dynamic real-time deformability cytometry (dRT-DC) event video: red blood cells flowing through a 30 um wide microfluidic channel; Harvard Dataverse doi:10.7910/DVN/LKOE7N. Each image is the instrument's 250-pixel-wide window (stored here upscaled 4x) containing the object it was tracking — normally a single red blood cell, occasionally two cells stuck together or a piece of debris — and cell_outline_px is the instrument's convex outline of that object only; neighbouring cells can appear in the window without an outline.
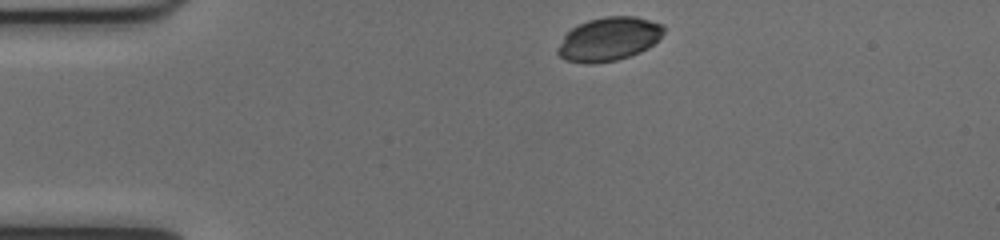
{"species": "common noctule bat (a hibernating species)", "species_latin": "Nyctalus noctula", "temperature_condition": "cold", "stored_images_in_passage": 42, "camera_frame_rate_fps": 3000, "um_per_image_px": 0.085, "animal": {"sex": "female", "body_mass_g": 17.0, "forearm_length_mm": 48.0}, "frame": {"image": 1, "passage_image": 1, "time_ms": 0.0, "image_size_px": [1000, 240], "cell_outline_px": [[664, 32], [648, 48], [640, 52], [616, 60], [592, 64], [584, 64], [564, 60], [556, 52], [556, 48], [564, 36], [572, 28], [588, 20], [604, 16], [636, 16], [664, 24]], "centroid_in_image_um": [51.73, 3.32], "position_along_channel_um": 33.3, "area_um2": 26.99}}
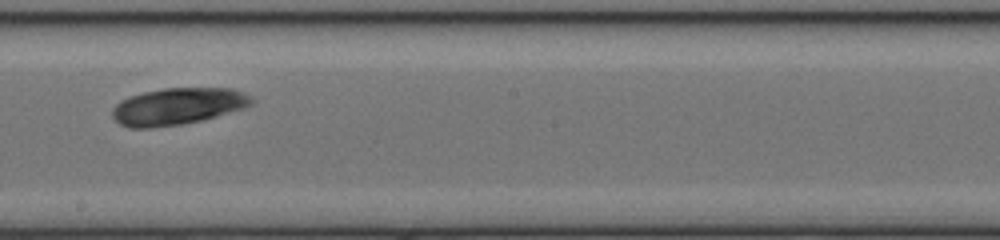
{"frame": {"image": 2, "passage_image": 20, "time_ms": 6.333, "image_size_px": [1000, 240], "cell_outline_px": [[252, 104], [244, 108], [216, 116], [184, 124], [152, 128], [128, 128], [120, 124], [112, 116], [112, 108], [120, 100], [128, 96], [144, 92], [164, 88], [232, 88], [244, 92], [252, 96]], "centroid_in_image_um": [15.08, 9.04], "position_along_channel_um": 233.1, "area_um2": 30.06}}
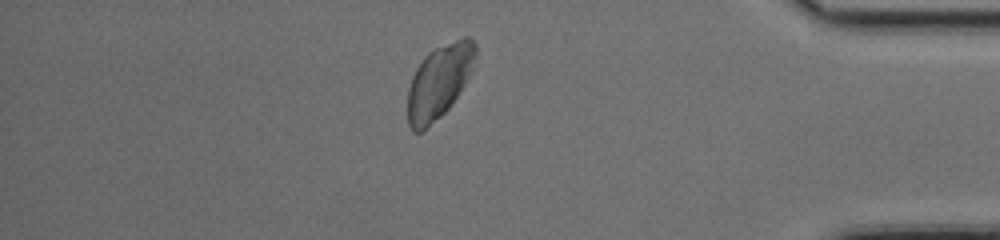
{"frame": {"image": 3, "passage_image": 35, "time_ms": 11.333, "image_size_px": [1000, 240], "cell_outline_px": [[476, 52], [472, 68], [464, 84], [452, 104], [440, 116], [420, 132], [412, 132], [408, 124], [408, 88], [412, 76], [416, 68], [424, 56], [428, 52], [436, 48], [464, 36], [468, 36], [476, 44]], "centroid_in_image_um": [37.3, 6.92], "position_along_channel_um": 397.9, "area_um2": 28.73}, "authors_computed_cell_mechanics": {"area_um2": 28.9578, "velocity_mm_per_s": 3.9716, "shape_relaxation_time_tau1_ms": 0.784, "shape_relaxation_time_tau2_ms": null, "deformation_change_tau1": null, "deformation_change_tau2": null}}